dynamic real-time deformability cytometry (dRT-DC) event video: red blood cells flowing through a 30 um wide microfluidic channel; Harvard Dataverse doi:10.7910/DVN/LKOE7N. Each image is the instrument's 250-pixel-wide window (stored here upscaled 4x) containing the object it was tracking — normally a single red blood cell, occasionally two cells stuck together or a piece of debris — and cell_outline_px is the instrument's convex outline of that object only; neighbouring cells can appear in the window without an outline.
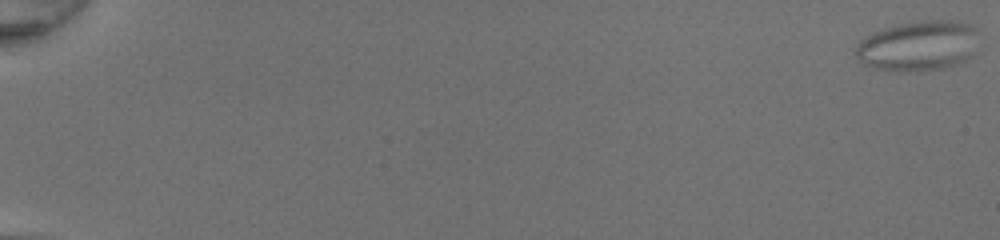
{"species": "common noctule bat (a hibernating species)", "species_latin": "Nyctalus noctula", "temperature_condition": "room temperature", "stored_images_in_passage": 52, "camera_frame_rate_fps": 3000, "um_per_image_px": 0.085, "animal": {"sex": "female", "body_mass_g": 20.0, "forearm_length_mm": 54.0}, "frame": {"image": 1, "passage_image": 1, "time_ms": 0.0, "image_size_px": [1000, 240], "cell_outline_px": [[976, 28], [972, 56], [956, 64], [944, 68], [916, 72], [896, 72], [872, 68], [864, 64], [856, 56], [856, 44], [860, 40], [872, 32], [884, 28], [900, 24], [924, 20], [948, 20], [968, 24]], "centroid_in_image_um": [77.98, 3.92], "position_along_channel_um": 7.0, "area_um2": 35.95}}
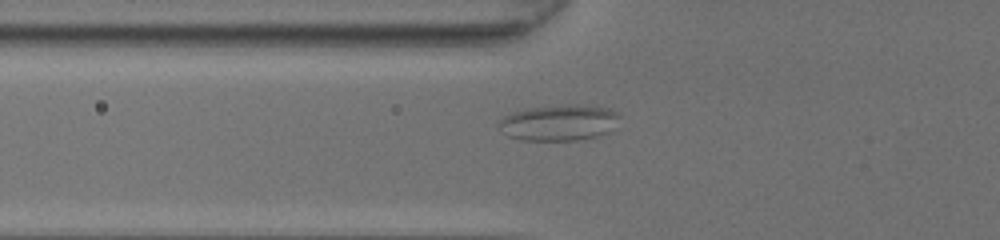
{"frame": {"image": 2, "passage_image": 22, "time_ms": 7.0, "image_size_px": [1000, 240], "cell_outline_px": [[620, 116], [608, 132], [596, 136], [576, 140], [520, 140], [508, 136], [496, 128], [496, 124], [504, 116], [512, 112], [528, 108], [564, 104], [576, 104], [612, 108]], "centroid_in_image_um": [47.45, 10.41], "position_along_channel_um": 78.3, "area_um2": 25.49}}
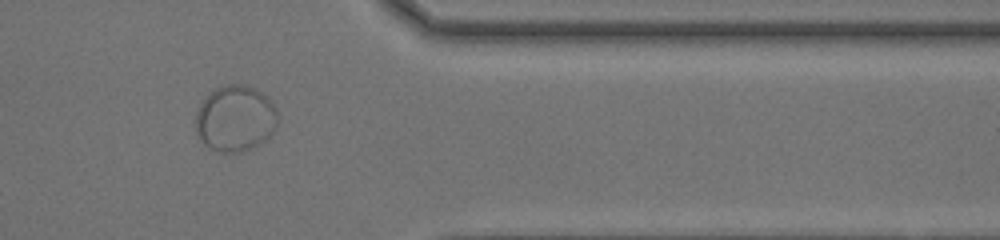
{"frame": {"image": 3, "passage_image": 45, "time_ms": 14.667, "image_size_px": [1000, 240], "cell_outline_px": [[276, 128], [268, 140], [252, 148], [240, 152], [216, 152], [208, 148], [200, 140], [196, 132], [196, 112], [200, 104], [216, 88], [228, 84], [244, 84], [256, 88], [268, 96], [276, 108]], "centroid_in_image_um": [20.02, 10.09], "position_along_channel_um": 391.4, "area_um2": 31.96}}